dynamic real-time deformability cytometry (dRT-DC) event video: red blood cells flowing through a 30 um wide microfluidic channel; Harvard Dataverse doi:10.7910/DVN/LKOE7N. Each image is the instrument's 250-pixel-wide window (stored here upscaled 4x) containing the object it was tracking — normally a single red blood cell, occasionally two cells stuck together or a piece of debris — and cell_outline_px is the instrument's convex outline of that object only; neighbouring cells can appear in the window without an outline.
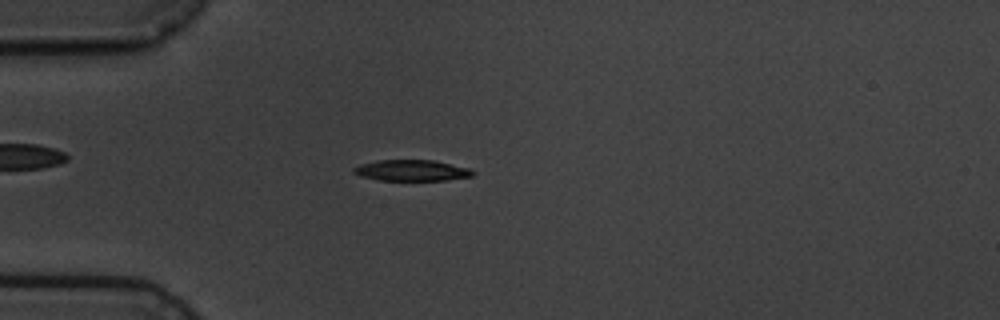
{"species": "common noctule bat (a hibernating species)", "species_latin": "Nyctalus noctula", "temperature_condition": "cold", "stored_images_in_passage": 7, "camera_frame_rate_fps": 3000, "um_per_image_px": 0.085, "animal": {"sex": "male", "body_mass_g": 19.5, "forearm_length_mm": 54.6}, "frame": {"image": 1, "passage_image": 6, "time_ms": 6.0, "image_size_px": [1000, 320], "cell_outline_px": [[476, 172], [472, 176], [444, 180], [376, 180], [360, 176], [352, 172], [352, 168], [360, 164], [376, 160], [432, 160], [468, 168]], "centroid_in_image_um": [34.93, 14.48], "position_along_channel_um": 50.1, "area_um2": 14.57}}